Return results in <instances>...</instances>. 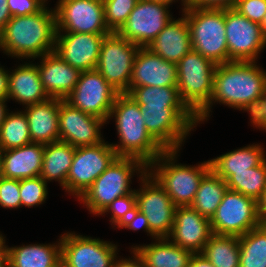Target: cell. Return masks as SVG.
I'll return each instance as SVG.
<instances>
[{
  "label": "cell",
  "mask_w": 266,
  "mask_h": 267,
  "mask_svg": "<svg viewBox=\"0 0 266 267\" xmlns=\"http://www.w3.org/2000/svg\"><path fill=\"white\" fill-rule=\"evenodd\" d=\"M260 26L262 28V31H263L264 35L266 36V13L264 15V18H263Z\"/></svg>",
  "instance_id": "54"
},
{
  "label": "cell",
  "mask_w": 266,
  "mask_h": 267,
  "mask_svg": "<svg viewBox=\"0 0 266 267\" xmlns=\"http://www.w3.org/2000/svg\"><path fill=\"white\" fill-rule=\"evenodd\" d=\"M8 100L7 99H0V128H1V125L3 124L5 118H6V115H7V109H6V103Z\"/></svg>",
  "instance_id": "52"
},
{
  "label": "cell",
  "mask_w": 266,
  "mask_h": 267,
  "mask_svg": "<svg viewBox=\"0 0 266 267\" xmlns=\"http://www.w3.org/2000/svg\"><path fill=\"white\" fill-rule=\"evenodd\" d=\"M19 192L21 206H38L47 198V182L40 176L22 179Z\"/></svg>",
  "instance_id": "38"
},
{
  "label": "cell",
  "mask_w": 266,
  "mask_h": 267,
  "mask_svg": "<svg viewBox=\"0 0 266 267\" xmlns=\"http://www.w3.org/2000/svg\"><path fill=\"white\" fill-rule=\"evenodd\" d=\"M120 93L96 70L80 73L74 90L65 99L72 107L108 122L116 97Z\"/></svg>",
  "instance_id": "13"
},
{
  "label": "cell",
  "mask_w": 266,
  "mask_h": 267,
  "mask_svg": "<svg viewBox=\"0 0 266 267\" xmlns=\"http://www.w3.org/2000/svg\"><path fill=\"white\" fill-rule=\"evenodd\" d=\"M60 243L8 248L9 267H61Z\"/></svg>",
  "instance_id": "29"
},
{
  "label": "cell",
  "mask_w": 266,
  "mask_h": 267,
  "mask_svg": "<svg viewBox=\"0 0 266 267\" xmlns=\"http://www.w3.org/2000/svg\"><path fill=\"white\" fill-rule=\"evenodd\" d=\"M2 150L0 149V179L3 177L2 176Z\"/></svg>",
  "instance_id": "55"
},
{
  "label": "cell",
  "mask_w": 266,
  "mask_h": 267,
  "mask_svg": "<svg viewBox=\"0 0 266 267\" xmlns=\"http://www.w3.org/2000/svg\"><path fill=\"white\" fill-rule=\"evenodd\" d=\"M142 117L149 134L165 149L180 150L183 140L197 125L188 108H148Z\"/></svg>",
  "instance_id": "11"
},
{
  "label": "cell",
  "mask_w": 266,
  "mask_h": 267,
  "mask_svg": "<svg viewBox=\"0 0 266 267\" xmlns=\"http://www.w3.org/2000/svg\"><path fill=\"white\" fill-rule=\"evenodd\" d=\"M9 72L0 67V99H7L8 96Z\"/></svg>",
  "instance_id": "47"
},
{
  "label": "cell",
  "mask_w": 266,
  "mask_h": 267,
  "mask_svg": "<svg viewBox=\"0 0 266 267\" xmlns=\"http://www.w3.org/2000/svg\"><path fill=\"white\" fill-rule=\"evenodd\" d=\"M5 237L0 234V267H9L8 248L5 244Z\"/></svg>",
  "instance_id": "50"
},
{
  "label": "cell",
  "mask_w": 266,
  "mask_h": 267,
  "mask_svg": "<svg viewBox=\"0 0 266 267\" xmlns=\"http://www.w3.org/2000/svg\"><path fill=\"white\" fill-rule=\"evenodd\" d=\"M45 144L31 142L2 151V176L22 180L40 176Z\"/></svg>",
  "instance_id": "23"
},
{
  "label": "cell",
  "mask_w": 266,
  "mask_h": 267,
  "mask_svg": "<svg viewBox=\"0 0 266 267\" xmlns=\"http://www.w3.org/2000/svg\"><path fill=\"white\" fill-rule=\"evenodd\" d=\"M54 8L57 32L110 34L103 0H58Z\"/></svg>",
  "instance_id": "16"
},
{
  "label": "cell",
  "mask_w": 266,
  "mask_h": 267,
  "mask_svg": "<svg viewBox=\"0 0 266 267\" xmlns=\"http://www.w3.org/2000/svg\"><path fill=\"white\" fill-rule=\"evenodd\" d=\"M7 0H0V32L6 26L7 22L11 19L9 7L6 3Z\"/></svg>",
  "instance_id": "48"
},
{
  "label": "cell",
  "mask_w": 266,
  "mask_h": 267,
  "mask_svg": "<svg viewBox=\"0 0 266 267\" xmlns=\"http://www.w3.org/2000/svg\"><path fill=\"white\" fill-rule=\"evenodd\" d=\"M140 86H177L176 64L164 60L148 47H140L133 64L129 91Z\"/></svg>",
  "instance_id": "21"
},
{
  "label": "cell",
  "mask_w": 266,
  "mask_h": 267,
  "mask_svg": "<svg viewBox=\"0 0 266 267\" xmlns=\"http://www.w3.org/2000/svg\"><path fill=\"white\" fill-rule=\"evenodd\" d=\"M118 228H128L137 231L140 228L146 230L150 234L149 222L145 214L136 209Z\"/></svg>",
  "instance_id": "43"
},
{
  "label": "cell",
  "mask_w": 266,
  "mask_h": 267,
  "mask_svg": "<svg viewBox=\"0 0 266 267\" xmlns=\"http://www.w3.org/2000/svg\"><path fill=\"white\" fill-rule=\"evenodd\" d=\"M210 219L191 206L176 207L171 234L168 238L194 254L201 253L212 235Z\"/></svg>",
  "instance_id": "20"
},
{
  "label": "cell",
  "mask_w": 266,
  "mask_h": 267,
  "mask_svg": "<svg viewBox=\"0 0 266 267\" xmlns=\"http://www.w3.org/2000/svg\"><path fill=\"white\" fill-rule=\"evenodd\" d=\"M225 30L228 62H255L266 47V36L260 24L247 19L234 8L225 9Z\"/></svg>",
  "instance_id": "15"
},
{
  "label": "cell",
  "mask_w": 266,
  "mask_h": 267,
  "mask_svg": "<svg viewBox=\"0 0 266 267\" xmlns=\"http://www.w3.org/2000/svg\"><path fill=\"white\" fill-rule=\"evenodd\" d=\"M239 267H266V226L259 225L239 236Z\"/></svg>",
  "instance_id": "34"
},
{
  "label": "cell",
  "mask_w": 266,
  "mask_h": 267,
  "mask_svg": "<svg viewBox=\"0 0 266 267\" xmlns=\"http://www.w3.org/2000/svg\"><path fill=\"white\" fill-rule=\"evenodd\" d=\"M55 10L43 7L26 16H12L0 32V49L17 58H38L54 52L56 41Z\"/></svg>",
  "instance_id": "2"
},
{
  "label": "cell",
  "mask_w": 266,
  "mask_h": 267,
  "mask_svg": "<svg viewBox=\"0 0 266 267\" xmlns=\"http://www.w3.org/2000/svg\"><path fill=\"white\" fill-rule=\"evenodd\" d=\"M258 215L261 225L266 226V189L258 201Z\"/></svg>",
  "instance_id": "51"
},
{
  "label": "cell",
  "mask_w": 266,
  "mask_h": 267,
  "mask_svg": "<svg viewBox=\"0 0 266 267\" xmlns=\"http://www.w3.org/2000/svg\"><path fill=\"white\" fill-rule=\"evenodd\" d=\"M234 9L252 22L261 24L266 13V0H238Z\"/></svg>",
  "instance_id": "41"
},
{
  "label": "cell",
  "mask_w": 266,
  "mask_h": 267,
  "mask_svg": "<svg viewBox=\"0 0 266 267\" xmlns=\"http://www.w3.org/2000/svg\"><path fill=\"white\" fill-rule=\"evenodd\" d=\"M7 100L29 106L49 99L40 80L37 65L25 63L9 73Z\"/></svg>",
  "instance_id": "26"
},
{
  "label": "cell",
  "mask_w": 266,
  "mask_h": 267,
  "mask_svg": "<svg viewBox=\"0 0 266 267\" xmlns=\"http://www.w3.org/2000/svg\"><path fill=\"white\" fill-rule=\"evenodd\" d=\"M127 95L140 106L141 111L148 108H187L180 99L177 86L133 87Z\"/></svg>",
  "instance_id": "32"
},
{
  "label": "cell",
  "mask_w": 266,
  "mask_h": 267,
  "mask_svg": "<svg viewBox=\"0 0 266 267\" xmlns=\"http://www.w3.org/2000/svg\"><path fill=\"white\" fill-rule=\"evenodd\" d=\"M40 80L49 98L65 100L74 90L80 71L67 64L55 51L40 57Z\"/></svg>",
  "instance_id": "22"
},
{
  "label": "cell",
  "mask_w": 266,
  "mask_h": 267,
  "mask_svg": "<svg viewBox=\"0 0 266 267\" xmlns=\"http://www.w3.org/2000/svg\"><path fill=\"white\" fill-rule=\"evenodd\" d=\"M111 117H115L120 144L110 145L118 157H133L148 166L165 151L147 131L140 106L126 93L116 97L108 120Z\"/></svg>",
  "instance_id": "3"
},
{
  "label": "cell",
  "mask_w": 266,
  "mask_h": 267,
  "mask_svg": "<svg viewBox=\"0 0 266 267\" xmlns=\"http://www.w3.org/2000/svg\"><path fill=\"white\" fill-rule=\"evenodd\" d=\"M265 87L266 72L260 69L256 61L218 64L210 103L196 116L197 123L207 120L215 102L250 114L263 96Z\"/></svg>",
  "instance_id": "1"
},
{
  "label": "cell",
  "mask_w": 266,
  "mask_h": 267,
  "mask_svg": "<svg viewBox=\"0 0 266 267\" xmlns=\"http://www.w3.org/2000/svg\"><path fill=\"white\" fill-rule=\"evenodd\" d=\"M264 148L259 145H248L209 160L210 169L227 181L235 172L248 171V168L259 166L265 159Z\"/></svg>",
  "instance_id": "28"
},
{
  "label": "cell",
  "mask_w": 266,
  "mask_h": 267,
  "mask_svg": "<svg viewBox=\"0 0 266 267\" xmlns=\"http://www.w3.org/2000/svg\"><path fill=\"white\" fill-rule=\"evenodd\" d=\"M59 139L73 147H86L104 141L101 128L106 121L72 107L59 99Z\"/></svg>",
  "instance_id": "18"
},
{
  "label": "cell",
  "mask_w": 266,
  "mask_h": 267,
  "mask_svg": "<svg viewBox=\"0 0 266 267\" xmlns=\"http://www.w3.org/2000/svg\"><path fill=\"white\" fill-rule=\"evenodd\" d=\"M136 210V195L135 191L125 196L116 198L111 204H109L105 210L100 214L103 215L106 212L112 213L110 222L117 228Z\"/></svg>",
  "instance_id": "39"
},
{
  "label": "cell",
  "mask_w": 266,
  "mask_h": 267,
  "mask_svg": "<svg viewBox=\"0 0 266 267\" xmlns=\"http://www.w3.org/2000/svg\"><path fill=\"white\" fill-rule=\"evenodd\" d=\"M31 142L48 144L59 139V99L46 101L25 107Z\"/></svg>",
  "instance_id": "25"
},
{
  "label": "cell",
  "mask_w": 266,
  "mask_h": 267,
  "mask_svg": "<svg viewBox=\"0 0 266 267\" xmlns=\"http://www.w3.org/2000/svg\"><path fill=\"white\" fill-rule=\"evenodd\" d=\"M190 31L192 49L215 64L228 62L225 9H182Z\"/></svg>",
  "instance_id": "6"
},
{
  "label": "cell",
  "mask_w": 266,
  "mask_h": 267,
  "mask_svg": "<svg viewBox=\"0 0 266 267\" xmlns=\"http://www.w3.org/2000/svg\"><path fill=\"white\" fill-rule=\"evenodd\" d=\"M139 0H103L105 24L117 32L126 22Z\"/></svg>",
  "instance_id": "37"
},
{
  "label": "cell",
  "mask_w": 266,
  "mask_h": 267,
  "mask_svg": "<svg viewBox=\"0 0 266 267\" xmlns=\"http://www.w3.org/2000/svg\"><path fill=\"white\" fill-rule=\"evenodd\" d=\"M75 148L62 141L45 144L40 177L46 182L56 180L66 190L67 175Z\"/></svg>",
  "instance_id": "30"
},
{
  "label": "cell",
  "mask_w": 266,
  "mask_h": 267,
  "mask_svg": "<svg viewBox=\"0 0 266 267\" xmlns=\"http://www.w3.org/2000/svg\"><path fill=\"white\" fill-rule=\"evenodd\" d=\"M148 48L164 60L177 64L191 49V37L186 17L172 19Z\"/></svg>",
  "instance_id": "24"
},
{
  "label": "cell",
  "mask_w": 266,
  "mask_h": 267,
  "mask_svg": "<svg viewBox=\"0 0 266 267\" xmlns=\"http://www.w3.org/2000/svg\"><path fill=\"white\" fill-rule=\"evenodd\" d=\"M140 46L117 32L104 37L96 70L120 94L129 92L133 64Z\"/></svg>",
  "instance_id": "8"
},
{
  "label": "cell",
  "mask_w": 266,
  "mask_h": 267,
  "mask_svg": "<svg viewBox=\"0 0 266 267\" xmlns=\"http://www.w3.org/2000/svg\"><path fill=\"white\" fill-rule=\"evenodd\" d=\"M61 267H112L117 245L75 233L61 235Z\"/></svg>",
  "instance_id": "17"
},
{
  "label": "cell",
  "mask_w": 266,
  "mask_h": 267,
  "mask_svg": "<svg viewBox=\"0 0 266 267\" xmlns=\"http://www.w3.org/2000/svg\"><path fill=\"white\" fill-rule=\"evenodd\" d=\"M189 267H214L201 253L192 256Z\"/></svg>",
  "instance_id": "49"
},
{
  "label": "cell",
  "mask_w": 266,
  "mask_h": 267,
  "mask_svg": "<svg viewBox=\"0 0 266 267\" xmlns=\"http://www.w3.org/2000/svg\"><path fill=\"white\" fill-rule=\"evenodd\" d=\"M213 234L242 236L261 225L258 202L239 192L227 189L210 219Z\"/></svg>",
  "instance_id": "10"
},
{
  "label": "cell",
  "mask_w": 266,
  "mask_h": 267,
  "mask_svg": "<svg viewBox=\"0 0 266 267\" xmlns=\"http://www.w3.org/2000/svg\"><path fill=\"white\" fill-rule=\"evenodd\" d=\"M238 0H188L186 7L193 8H234Z\"/></svg>",
  "instance_id": "45"
},
{
  "label": "cell",
  "mask_w": 266,
  "mask_h": 267,
  "mask_svg": "<svg viewBox=\"0 0 266 267\" xmlns=\"http://www.w3.org/2000/svg\"><path fill=\"white\" fill-rule=\"evenodd\" d=\"M133 259H114L112 267H144L141 256L132 247ZM117 260V261H116Z\"/></svg>",
  "instance_id": "46"
},
{
  "label": "cell",
  "mask_w": 266,
  "mask_h": 267,
  "mask_svg": "<svg viewBox=\"0 0 266 267\" xmlns=\"http://www.w3.org/2000/svg\"><path fill=\"white\" fill-rule=\"evenodd\" d=\"M176 66L180 99L197 116L210 103L217 64L191 49Z\"/></svg>",
  "instance_id": "7"
},
{
  "label": "cell",
  "mask_w": 266,
  "mask_h": 267,
  "mask_svg": "<svg viewBox=\"0 0 266 267\" xmlns=\"http://www.w3.org/2000/svg\"><path fill=\"white\" fill-rule=\"evenodd\" d=\"M6 3L12 16L32 15L46 6L44 0H7Z\"/></svg>",
  "instance_id": "42"
},
{
  "label": "cell",
  "mask_w": 266,
  "mask_h": 267,
  "mask_svg": "<svg viewBox=\"0 0 266 267\" xmlns=\"http://www.w3.org/2000/svg\"><path fill=\"white\" fill-rule=\"evenodd\" d=\"M154 1H161V2H164V3H169V4H171V3H173V2H175L176 0H154ZM182 1V5L184 6V8L183 9H185L186 8V6H187V2H188V0H181Z\"/></svg>",
  "instance_id": "53"
},
{
  "label": "cell",
  "mask_w": 266,
  "mask_h": 267,
  "mask_svg": "<svg viewBox=\"0 0 266 267\" xmlns=\"http://www.w3.org/2000/svg\"><path fill=\"white\" fill-rule=\"evenodd\" d=\"M139 176L142 187L135 190L136 209L147 217L153 239L168 238L173 228L177 206L148 172Z\"/></svg>",
  "instance_id": "9"
},
{
  "label": "cell",
  "mask_w": 266,
  "mask_h": 267,
  "mask_svg": "<svg viewBox=\"0 0 266 267\" xmlns=\"http://www.w3.org/2000/svg\"><path fill=\"white\" fill-rule=\"evenodd\" d=\"M19 191L20 180L2 177L0 179V206L7 209L21 207Z\"/></svg>",
  "instance_id": "40"
},
{
  "label": "cell",
  "mask_w": 266,
  "mask_h": 267,
  "mask_svg": "<svg viewBox=\"0 0 266 267\" xmlns=\"http://www.w3.org/2000/svg\"><path fill=\"white\" fill-rule=\"evenodd\" d=\"M117 157L113 147L105 140L93 146L75 148L66 191L80 198Z\"/></svg>",
  "instance_id": "12"
},
{
  "label": "cell",
  "mask_w": 266,
  "mask_h": 267,
  "mask_svg": "<svg viewBox=\"0 0 266 267\" xmlns=\"http://www.w3.org/2000/svg\"><path fill=\"white\" fill-rule=\"evenodd\" d=\"M108 34L56 32L55 52L80 72L96 69L104 37Z\"/></svg>",
  "instance_id": "19"
},
{
  "label": "cell",
  "mask_w": 266,
  "mask_h": 267,
  "mask_svg": "<svg viewBox=\"0 0 266 267\" xmlns=\"http://www.w3.org/2000/svg\"><path fill=\"white\" fill-rule=\"evenodd\" d=\"M133 249L141 256L144 267H189L194 255L169 238H156L155 243L134 246Z\"/></svg>",
  "instance_id": "27"
},
{
  "label": "cell",
  "mask_w": 266,
  "mask_h": 267,
  "mask_svg": "<svg viewBox=\"0 0 266 267\" xmlns=\"http://www.w3.org/2000/svg\"><path fill=\"white\" fill-rule=\"evenodd\" d=\"M30 143L29 124L24 111L8 112L0 128V149L9 150Z\"/></svg>",
  "instance_id": "36"
},
{
  "label": "cell",
  "mask_w": 266,
  "mask_h": 267,
  "mask_svg": "<svg viewBox=\"0 0 266 267\" xmlns=\"http://www.w3.org/2000/svg\"><path fill=\"white\" fill-rule=\"evenodd\" d=\"M250 115L251 124L256 128L266 130V87L263 96Z\"/></svg>",
  "instance_id": "44"
},
{
  "label": "cell",
  "mask_w": 266,
  "mask_h": 267,
  "mask_svg": "<svg viewBox=\"0 0 266 267\" xmlns=\"http://www.w3.org/2000/svg\"><path fill=\"white\" fill-rule=\"evenodd\" d=\"M178 151L165 150L147 166V172L166 191L177 207L190 206L201 179L210 170V162L204 161L198 166L175 164Z\"/></svg>",
  "instance_id": "4"
},
{
  "label": "cell",
  "mask_w": 266,
  "mask_h": 267,
  "mask_svg": "<svg viewBox=\"0 0 266 267\" xmlns=\"http://www.w3.org/2000/svg\"><path fill=\"white\" fill-rule=\"evenodd\" d=\"M134 172L145 174L147 166L133 157H117L78 200L90 213L100 215L116 198L135 191L130 189Z\"/></svg>",
  "instance_id": "5"
},
{
  "label": "cell",
  "mask_w": 266,
  "mask_h": 267,
  "mask_svg": "<svg viewBox=\"0 0 266 267\" xmlns=\"http://www.w3.org/2000/svg\"><path fill=\"white\" fill-rule=\"evenodd\" d=\"M201 254L214 267H239V237L212 234Z\"/></svg>",
  "instance_id": "33"
},
{
  "label": "cell",
  "mask_w": 266,
  "mask_h": 267,
  "mask_svg": "<svg viewBox=\"0 0 266 267\" xmlns=\"http://www.w3.org/2000/svg\"><path fill=\"white\" fill-rule=\"evenodd\" d=\"M227 189L226 181L218 177L210 169L201 179L195 198L190 206L205 218L211 219Z\"/></svg>",
  "instance_id": "31"
},
{
  "label": "cell",
  "mask_w": 266,
  "mask_h": 267,
  "mask_svg": "<svg viewBox=\"0 0 266 267\" xmlns=\"http://www.w3.org/2000/svg\"><path fill=\"white\" fill-rule=\"evenodd\" d=\"M170 4L154 0H139L117 33L140 47L148 45L173 19Z\"/></svg>",
  "instance_id": "14"
},
{
  "label": "cell",
  "mask_w": 266,
  "mask_h": 267,
  "mask_svg": "<svg viewBox=\"0 0 266 267\" xmlns=\"http://www.w3.org/2000/svg\"><path fill=\"white\" fill-rule=\"evenodd\" d=\"M229 190L259 201L266 189V159L248 171L235 172L227 181Z\"/></svg>",
  "instance_id": "35"
}]
</instances>
